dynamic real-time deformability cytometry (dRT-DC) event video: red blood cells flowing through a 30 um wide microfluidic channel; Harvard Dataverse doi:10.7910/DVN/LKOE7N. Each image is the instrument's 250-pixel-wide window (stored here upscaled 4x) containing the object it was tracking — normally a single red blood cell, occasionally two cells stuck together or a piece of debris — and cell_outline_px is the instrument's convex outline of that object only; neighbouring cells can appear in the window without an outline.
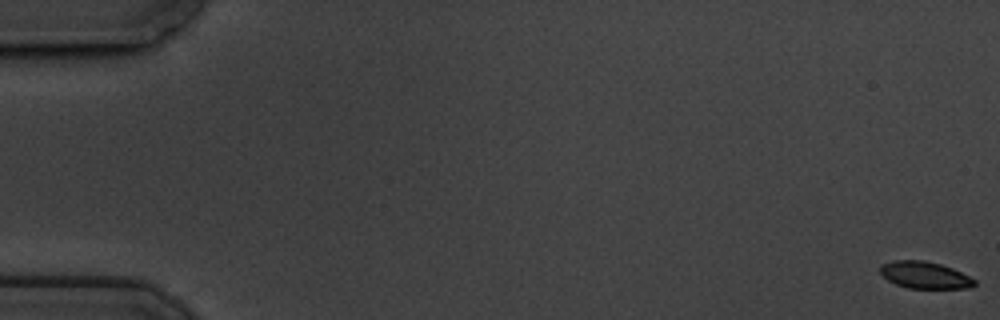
{"species": "common noctule bat (a hibernating species)", "species_latin": "Nyctalus noctula", "temperature_condition": "cold", "stored_images_in_passage": 62, "segment_of_instrument_passage": [1, 2], "camera_frame_rate_fps": 3000, "um_per_image_px": 0.085, "animal": {"sex": "male", "body_mass_g": 19.5, "forearm_length_mm": 54.6}, "frame": {"image": 1, "passage_image": 1, "time_ms": 0.0, "image_size_px": [1000, 320], "cell_outline_px": [[976, 284], [972, 288], [908, 288], [896, 284], [888, 280], [880, 272], [880, 264], [892, 260], [924, 260], [940, 264], [952, 268], [976, 280]], "centroid_in_image_um": [78.6, 23.37], "position_along_channel_um": 6.4, "area_um2": 14.8}}
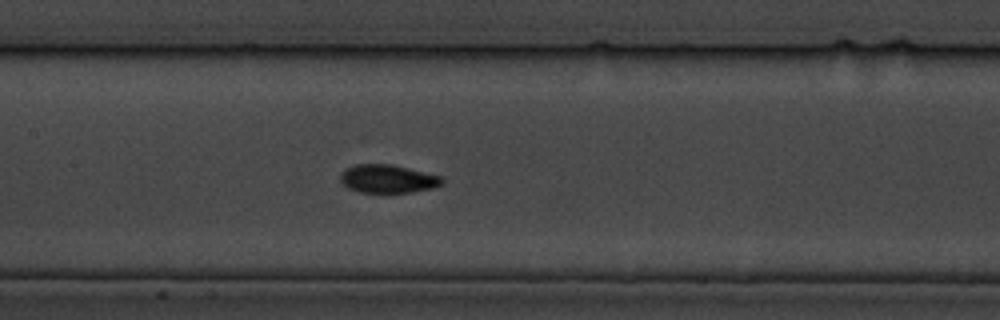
{"frame": {"image": 2, "passage_image": 30, "time_ms": 9.667, "image_size_px": [1000, 320], "cell_outline_px": [[444, 184], [432, 188], [412, 192], [360, 192], [348, 188], [340, 180], [340, 172], [344, 168], [356, 164], [392, 164], [440, 176], [444, 180]], "centroid_in_image_um": [32.94, 15.19], "position_along_channel_um": 174.5, "area_um2": 16.76}}
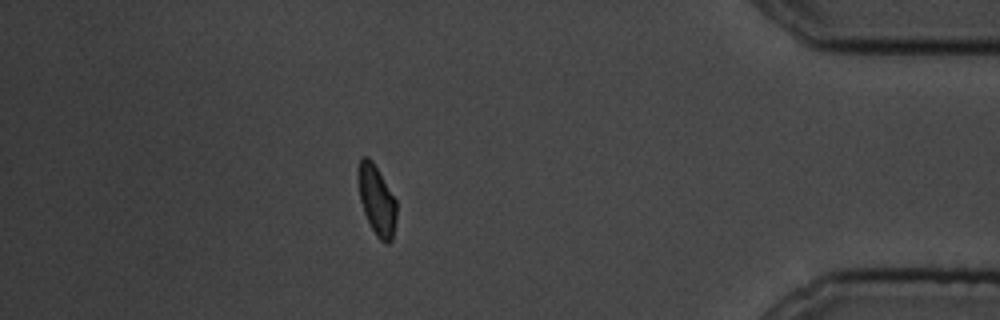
{"frame": {"image": 3, "passage_image": 54, "time_ms": 17.667, "image_size_px": [1000, 320], "cell_outline_px": [[396, 220], [392, 240], [388, 244], [384, 244], [376, 236], [364, 212], [360, 200], [356, 172], [356, 168], [360, 156], [368, 156], [372, 160], [396, 200]], "centroid_in_image_um": [31.99, 16.98], "position_along_channel_um": 403.2, "area_um2": 15.84}}